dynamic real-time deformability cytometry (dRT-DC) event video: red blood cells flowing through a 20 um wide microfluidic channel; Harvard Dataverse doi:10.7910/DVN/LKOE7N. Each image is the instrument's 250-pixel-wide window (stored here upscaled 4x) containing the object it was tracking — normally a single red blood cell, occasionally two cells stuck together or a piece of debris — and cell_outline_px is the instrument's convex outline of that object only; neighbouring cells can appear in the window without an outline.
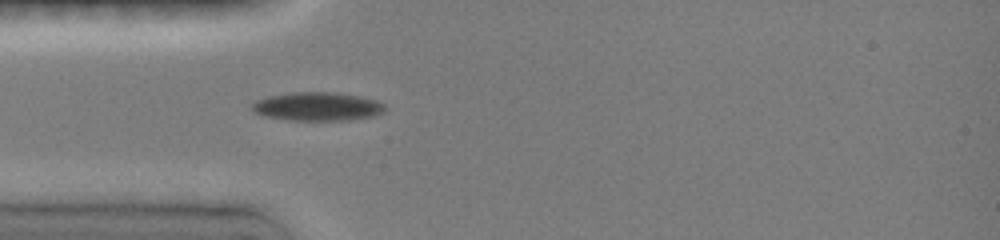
{"species": "common noctule bat (a hibernating species)", "species_latin": "Nyctalus noctula", "temperature_condition": "room temperature", "stored_images_in_passage": 34, "camera_frame_rate_fps": 3000, "um_per_image_px": 0.085, "animal": {"sex": "female", "body_mass_g": 19.0, "forearm_length_mm": 51.5}, "frame": {"image": 1, "passage_image": 1, "time_ms": 0.0, "image_size_px": [1000, 240], "cell_outline_px": [[388, 108], [384, 112], [372, 116], [352, 120], [288, 120], [264, 116], [252, 112], [252, 104], [256, 100], [268, 96], [292, 92], [324, 92], [360, 96], [376, 100], [384, 104]], "centroid_in_image_um": [26.98, 9.06], "position_along_channel_um": 58.0, "area_um2": 22.2}}
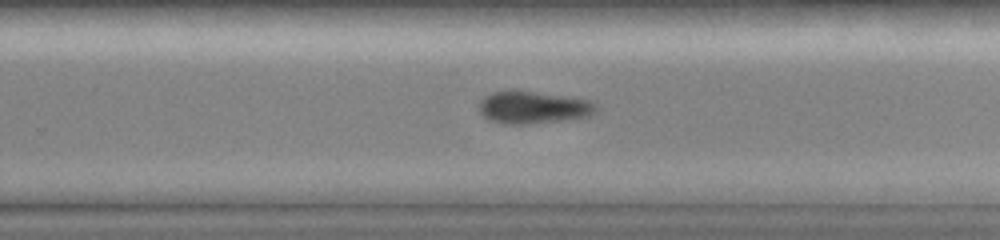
{"frame": {"image": 2, "passage_image": 17, "time_ms": 5.667, "image_size_px": [1000, 240], "cell_outline_px": [[596, 112], [588, 116], [564, 120], [528, 124], [500, 124], [488, 120], [480, 112], [480, 100], [484, 96], [492, 92], [532, 92], [588, 100], [596, 104]], "centroid_in_image_um": [45.29, 9.17], "position_along_channel_um": 284.5, "area_um2": 21.56}}
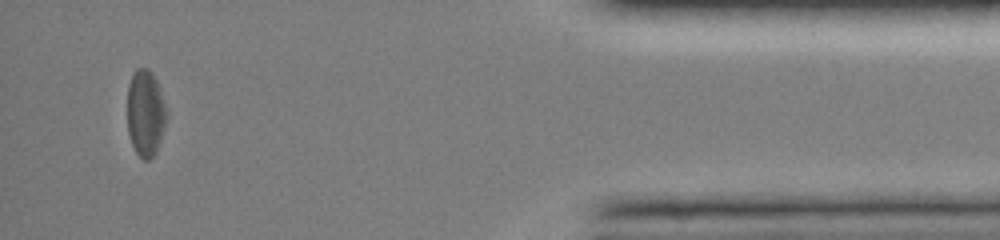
{"frame": {"image": 3, "passage_image": 31, "time_ms": 10.333, "image_size_px": [1000, 240], "cell_outline_px": [[168, 120], [156, 152], [148, 160], [144, 160], [136, 152], [132, 144], [128, 132], [128, 84], [132, 72], [136, 68], [148, 68], [152, 72], [156, 80], [168, 112]], "centroid_in_image_um": [12.38, 9.59], "position_along_channel_um": 422.8, "area_um2": 20.0}, "authors_computed_cell_mechanics": {"area_um2": 21.9351, "velocity_mm_per_s": 4.0328, "shape_relaxation_time_tau1_ms": 4.2008, "shape_relaxation_time_tau2_ms": null, "deformation_change_tau1": 0.0964, "deformation_change_tau2": null}}